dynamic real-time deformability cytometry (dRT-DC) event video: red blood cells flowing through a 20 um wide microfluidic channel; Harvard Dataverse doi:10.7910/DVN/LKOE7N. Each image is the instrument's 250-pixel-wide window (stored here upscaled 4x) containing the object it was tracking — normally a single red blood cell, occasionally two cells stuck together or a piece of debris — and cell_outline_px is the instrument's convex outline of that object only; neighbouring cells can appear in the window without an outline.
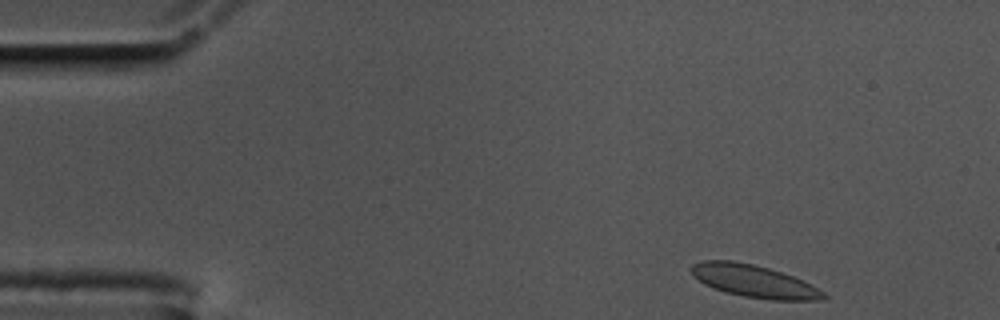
{"species": "common noctule bat (a hibernating species)", "species_latin": "Nyctalus noctula", "temperature_condition": "cold", "stored_images_in_passage": 52, "camera_frame_rate_fps": 3000, "um_per_image_px": 0.085, "animal": {"sex": "male", "body_mass_g": 17.5, "forearm_length_mm": 52.3}, "frame": {"image": 1, "passage_image": 2, "time_ms": 0.333, "image_size_px": [1000, 320], "cell_outline_px": [[828, 296], [824, 300], [772, 300], [744, 296], [712, 288], [704, 284], [692, 276], [692, 264], [700, 260], [732, 260], [752, 264], [768, 268], [792, 276], [824, 292]], "centroid_in_image_um": [64.05, 23.89], "position_along_channel_um": 21.0, "area_um2": 24.74}}
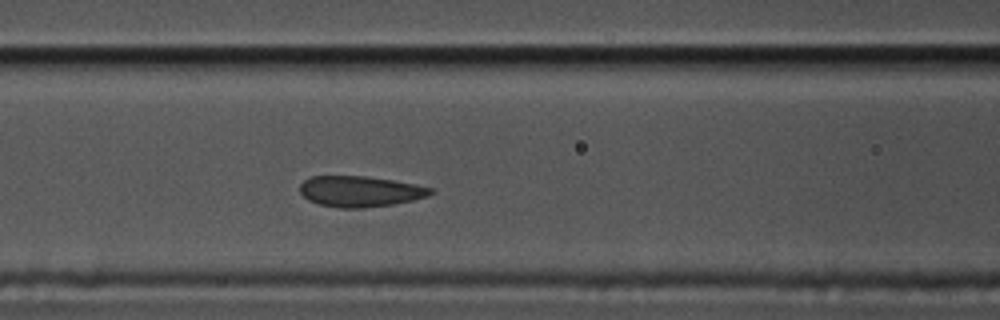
{"frame": {"image": 2, "passage_image": 19, "time_ms": 6.0, "image_size_px": [1000, 320], "cell_outline_px": [[436, 192], [428, 196], [412, 200], [392, 204], [364, 208], [340, 208], [320, 204], [308, 200], [300, 192], [300, 184], [304, 180], [312, 176], [364, 176], [392, 180], [416, 184], [432, 188]], "centroid_in_image_um": [30.62, 16.26], "position_along_channel_um": 136.0, "area_um2": 23.41}}
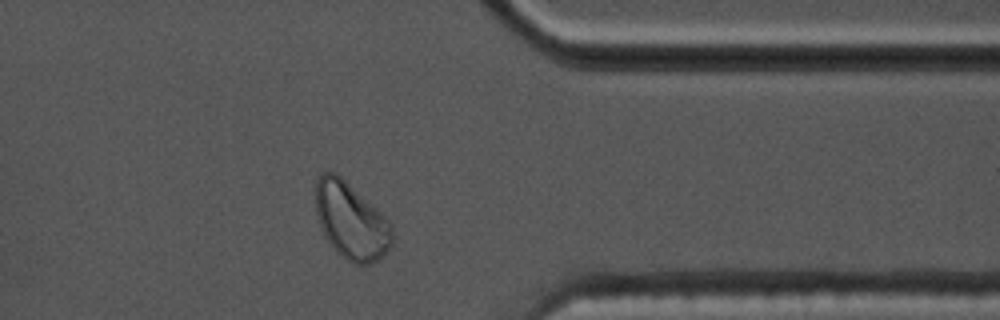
{"frame": {"image": 3, "passage_image": 41, "time_ms": 13.333, "image_size_px": [1000, 320], "cell_outline_px": [[392, 244], [384, 256], [380, 260], [372, 264], [356, 264], [348, 260], [336, 252], [324, 236], [320, 228], [316, 216], [316, 180], [324, 172], [336, 172], [376, 208], [388, 220], [392, 228]], "centroid_in_image_um": [29.83, 18.8], "position_along_channel_um": 381.6, "area_um2": 34.16}, "authors_computed_cell_mechanics": {"area_um2": 24.7384, "velocity_mm_per_s": 3.4918, "shape_relaxation_time_tau1_ms": 10.2001, "shape_relaxation_time_tau2_ms": null, "deformation_change_tau1": 0.1339, "deformation_change_tau2": null}}